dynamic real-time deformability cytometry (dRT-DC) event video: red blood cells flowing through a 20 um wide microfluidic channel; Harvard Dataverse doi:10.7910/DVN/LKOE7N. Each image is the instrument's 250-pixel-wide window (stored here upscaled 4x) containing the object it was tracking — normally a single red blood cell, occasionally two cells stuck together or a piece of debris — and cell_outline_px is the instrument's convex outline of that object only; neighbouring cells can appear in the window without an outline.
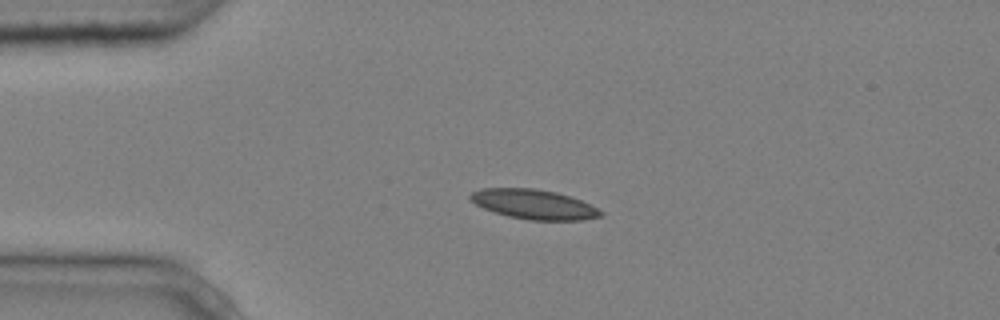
{"species": "common noctule bat (a hibernating species)", "species_latin": "Nyctalus noctula", "temperature_condition": "cold", "stored_images_in_passage": 3, "camera_frame_rate_fps": 3000, "um_per_image_px": 0.085, "animal": {"sex": "male", "body_mass_g": 20.4}, "frame": {"image": 1, "passage_image": 3, "time_ms": 0.667, "image_size_px": [1000, 320], "cell_outline_px": [[604, 216], [584, 220], [532, 220], [508, 216], [484, 208], [476, 204], [468, 196], [472, 192], [480, 188], [532, 188], [556, 192], [580, 200], [604, 212]], "centroid_in_image_um": [45.39, 17.36], "position_along_channel_um": 39.6, "area_um2": 22.31}}